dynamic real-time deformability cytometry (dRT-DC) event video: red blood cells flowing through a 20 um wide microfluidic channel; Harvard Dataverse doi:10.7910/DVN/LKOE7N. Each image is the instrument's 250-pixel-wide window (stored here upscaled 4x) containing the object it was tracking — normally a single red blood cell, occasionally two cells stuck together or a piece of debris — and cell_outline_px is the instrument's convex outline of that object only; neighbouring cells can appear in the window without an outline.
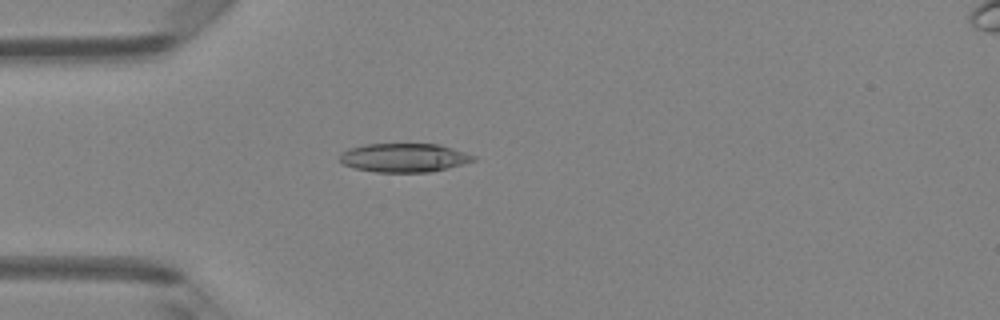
{"species": "Egyptian fruit bat (a non-hibernating species)", "species_latin": "Rousettus aegyptiacus", "temperature_condition": "room temperature", "stored_images_in_passage": 4, "camera_frame_rate_fps": 3000, "um_per_image_px": 0.085, "animal": {"sex": "female"}, "frame": {"image": 1, "passage_image": 4, "time_ms": 1.0, "image_size_px": [1000, 320], "cell_outline_px": [[476, 160], [464, 164], [432, 172], [376, 172], [356, 168], [344, 164], [340, 160], [340, 152], [348, 148], [364, 144], [440, 144], [476, 156]], "centroid_in_image_um": [34.36, 13.4], "position_along_channel_um": 50.6, "area_um2": 22.48}}